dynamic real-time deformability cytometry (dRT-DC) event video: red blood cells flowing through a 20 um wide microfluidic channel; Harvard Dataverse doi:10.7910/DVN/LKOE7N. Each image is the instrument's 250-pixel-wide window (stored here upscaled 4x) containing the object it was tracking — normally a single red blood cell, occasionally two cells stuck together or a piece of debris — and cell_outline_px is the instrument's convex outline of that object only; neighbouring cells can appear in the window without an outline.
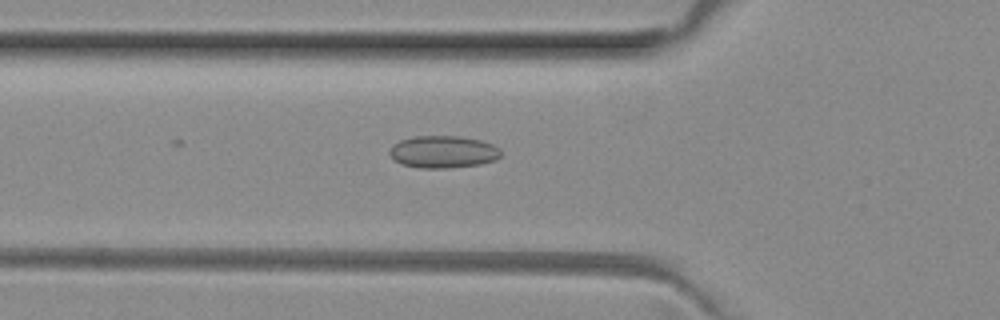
{"species": "common noctule bat (a hibernating species)", "species_latin": "Nyctalus noctula", "temperature_condition": "room temperature", "stored_images_in_passage": 5, "camera_frame_rate_fps": 3000, "um_per_image_px": 0.085, "animal": {"sex": "female", "body_mass_g": 29.2, "forearm_length_mm": 56.3}, "frame": {"image": 1, "passage_image": 5, "time_ms": 1.333, "image_size_px": [1000, 320], "cell_outline_px": [[500, 156], [496, 160], [480, 164], [444, 168], [420, 168], [400, 164], [392, 160], [388, 152], [392, 144], [400, 140], [412, 136], [460, 136], [480, 140], [492, 144], [500, 148]], "centroid_in_image_um": [37.61, 12.9], "position_along_channel_um": 88.2, "area_um2": 21.15}}